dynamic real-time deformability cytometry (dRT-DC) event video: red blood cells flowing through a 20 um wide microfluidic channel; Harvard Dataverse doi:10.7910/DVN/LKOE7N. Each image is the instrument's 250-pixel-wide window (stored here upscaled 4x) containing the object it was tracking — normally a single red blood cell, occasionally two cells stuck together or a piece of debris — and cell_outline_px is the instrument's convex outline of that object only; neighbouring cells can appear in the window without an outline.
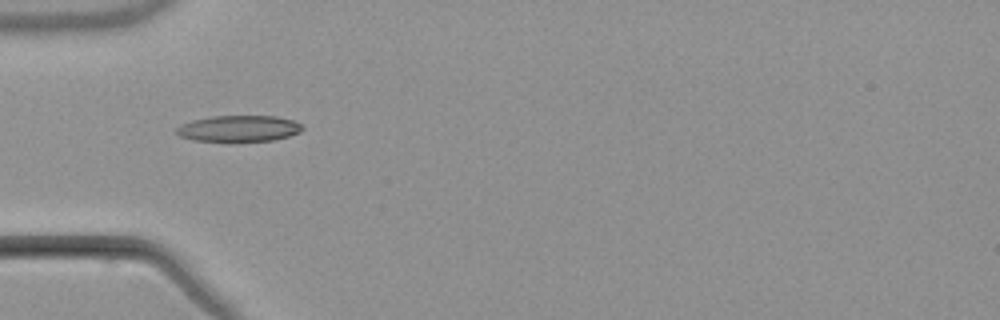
{"species": "common noctule bat (a hibernating species)", "species_latin": "Nyctalus noctula", "temperature_condition": "warm", "stored_images_in_passage": 1, "camera_frame_rate_fps": 3000, "um_per_image_px": 0.085, "animal": {"sex": "male", "body_mass_g": 21.5, "forearm_length_mm": 52.0}, "frame": {"image": 1, "passage_image": 1, "time_ms": 0.0, "image_size_px": [1000, 320], "cell_outline_px": [[304, 128], [300, 132], [288, 136], [272, 140], [232, 144], [192, 140], [180, 136], [176, 132], [176, 128], [180, 124], [192, 120], [212, 116], [276, 116], [292, 120], [300, 124]], "centroid_in_image_um": [20.25, 10.97], "position_along_channel_um": 64.7, "area_um2": 20.0}}